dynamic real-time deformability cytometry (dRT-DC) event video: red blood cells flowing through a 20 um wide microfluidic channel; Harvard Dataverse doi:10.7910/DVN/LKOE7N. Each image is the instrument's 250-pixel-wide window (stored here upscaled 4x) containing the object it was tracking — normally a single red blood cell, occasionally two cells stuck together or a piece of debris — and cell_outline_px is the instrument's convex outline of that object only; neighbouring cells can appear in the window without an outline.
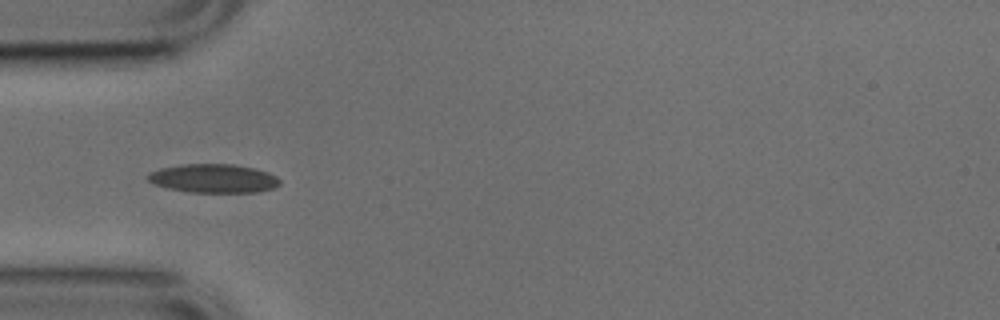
{"species": "common noctule bat (a hibernating species)", "species_latin": "Nyctalus noctula", "temperature_condition": "cold", "stored_images_in_passage": 19, "camera_frame_rate_fps": 3000, "um_per_image_px": 0.085, "animal": {"sex": "male", "body_mass_g": 17.9, "forearm_length_mm": 54.2}, "frame": {"image": 1, "passage_image": 4, "time_ms": 1.0, "image_size_px": [1000, 320], "cell_outline_px": [[280, 184], [276, 188], [256, 192], [188, 192], [168, 188], [156, 184], [148, 180], [148, 176], [152, 172], [160, 168], [184, 164], [232, 164], [252, 168], [268, 172], [276, 176], [280, 180]], "centroid_in_image_um": [18.19, 15.17], "position_along_channel_um": 66.8, "area_um2": 21.91}}